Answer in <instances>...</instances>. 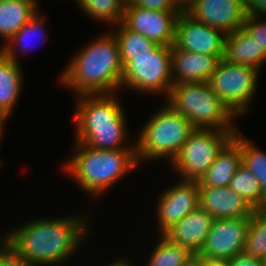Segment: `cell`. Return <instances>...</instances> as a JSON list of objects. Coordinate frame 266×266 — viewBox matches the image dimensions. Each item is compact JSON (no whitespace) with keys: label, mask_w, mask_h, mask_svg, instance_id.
Instances as JSON below:
<instances>
[{"label":"cell","mask_w":266,"mask_h":266,"mask_svg":"<svg viewBox=\"0 0 266 266\" xmlns=\"http://www.w3.org/2000/svg\"><path fill=\"white\" fill-rule=\"evenodd\" d=\"M243 252L259 259L266 257V208L255 209L250 217Z\"/></svg>","instance_id":"cell-28"},{"label":"cell","mask_w":266,"mask_h":266,"mask_svg":"<svg viewBox=\"0 0 266 266\" xmlns=\"http://www.w3.org/2000/svg\"><path fill=\"white\" fill-rule=\"evenodd\" d=\"M223 57L179 50L173 45L171 51L173 85L182 82H208Z\"/></svg>","instance_id":"cell-15"},{"label":"cell","mask_w":266,"mask_h":266,"mask_svg":"<svg viewBox=\"0 0 266 266\" xmlns=\"http://www.w3.org/2000/svg\"><path fill=\"white\" fill-rule=\"evenodd\" d=\"M223 59L253 67L260 72L266 63V51L242 27L226 35Z\"/></svg>","instance_id":"cell-18"},{"label":"cell","mask_w":266,"mask_h":266,"mask_svg":"<svg viewBox=\"0 0 266 266\" xmlns=\"http://www.w3.org/2000/svg\"><path fill=\"white\" fill-rule=\"evenodd\" d=\"M63 169L90 197L97 198L138 165L136 148L101 150L80 142Z\"/></svg>","instance_id":"cell-3"},{"label":"cell","mask_w":266,"mask_h":266,"mask_svg":"<svg viewBox=\"0 0 266 266\" xmlns=\"http://www.w3.org/2000/svg\"><path fill=\"white\" fill-rule=\"evenodd\" d=\"M236 131L195 128L170 164L175 174L199 181Z\"/></svg>","instance_id":"cell-6"},{"label":"cell","mask_w":266,"mask_h":266,"mask_svg":"<svg viewBox=\"0 0 266 266\" xmlns=\"http://www.w3.org/2000/svg\"><path fill=\"white\" fill-rule=\"evenodd\" d=\"M230 189L244 198L254 209L262 208V191L255 175L241 164L231 179Z\"/></svg>","instance_id":"cell-29"},{"label":"cell","mask_w":266,"mask_h":266,"mask_svg":"<svg viewBox=\"0 0 266 266\" xmlns=\"http://www.w3.org/2000/svg\"><path fill=\"white\" fill-rule=\"evenodd\" d=\"M115 27L117 30L112 33L118 41L122 64L133 56L153 54L161 46L144 35L129 30L122 22Z\"/></svg>","instance_id":"cell-24"},{"label":"cell","mask_w":266,"mask_h":266,"mask_svg":"<svg viewBox=\"0 0 266 266\" xmlns=\"http://www.w3.org/2000/svg\"><path fill=\"white\" fill-rule=\"evenodd\" d=\"M185 12L226 35L242 28L247 16L245 0H194Z\"/></svg>","instance_id":"cell-14"},{"label":"cell","mask_w":266,"mask_h":266,"mask_svg":"<svg viewBox=\"0 0 266 266\" xmlns=\"http://www.w3.org/2000/svg\"><path fill=\"white\" fill-rule=\"evenodd\" d=\"M23 80L20 62L7 58L0 51V107L10 116L21 97Z\"/></svg>","instance_id":"cell-20"},{"label":"cell","mask_w":266,"mask_h":266,"mask_svg":"<svg viewBox=\"0 0 266 266\" xmlns=\"http://www.w3.org/2000/svg\"><path fill=\"white\" fill-rule=\"evenodd\" d=\"M199 207L214 219L250 218L255 209L230 187H199Z\"/></svg>","instance_id":"cell-16"},{"label":"cell","mask_w":266,"mask_h":266,"mask_svg":"<svg viewBox=\"0 0 266 266\" xmlns=\"http://www.w3.org/2000/svg\"><path fill=\"white\" fill-rule=\"evenodd\" d=\"M242 164L240 145L232 138L219 152L208 171L198 181L199 187H228Z\"/></svg>","instance_id":"cell-19"},{"label":"cell","mask_w":266,"mask_h":266,"mask_svg":"<svg viewBox=\"0 0 266 266\" xmlns=\"http://www.w3.org/2000/svg\"><path fill=\"white\" fill-rule=\"evenodd\" d=\"M44 16L40 13V10L24 25L22 26L4 45L0 47V51L9 59L19 62L18 54L30 51L33 44L31 43L34 38L38 42L44 43L47 39V31H45ZM41 35V36H40ZM40 37V38H39ZM39 38V39H38ZM35 42V41H34ZM37 42V41H36ZM35 42V44H36ZM39 44V43H38ZM19 47V48H18ZM34 48V47H33ZM19 49V50H18ZM19 51V52H17Z\"/></svg>","instance_id":"cell-22"},{"label":"cell","mask_w":266,"mask_h":266,"mask_svg":"<svg viewBox=\"0 0 266 266\" xmlns=\"http://www.w3.org/2000/svg\"><path fill=\"white\" fill-rule=\"evenodd\" d=\"M214 218L200 207L184 216L164 236L171 242L188 248L193 254L202 249Z\"/></svg>","instance_id":"cell-17"},{"label":"cell","mask_w":266,"mask_h":266,"mask_svg":"<svg viewBox=\"0 0 266 266\" xmlns=\"http://www.w3.org/2000/svg\"><path fill=\"white\" fill-rule=\"evenodd\" d=\"M127 130L126 128L76 129L75 141L101 150L136 148V141L134 138L132 139L134 142L129 141L131 138H128L130 136Z\"/></svg>","instance_id":"cell-23"},{"label":"cell","mask_w":266,"mask_h":266,"mask_svg":"<svg viewBox=\"0 0 266 266\" xmlns=\"http://www.w3.org/2000/svg\"><path fill=\"white\" fill-rule=\"evenodd\" d=\"M171 51L172 46L161 45L153 54L129 58L122 64L121 88L167 98L173 86Z\"/></svg>","instance_id":"cell-7"},{"label":"cell","mask_w":266,"mask_h":266,"mask_svg":"<svg viewBox=\"0 0 266 266\" xmlns=\"http://www.w3.org/2000/svg\"><path fill=\"white\" fill-rule=\"evenodd\" d=\"M165 103L186 117L194 128L239 129L234 123L237 117L212 91L208 82H182L173 85Z\"/></svg>","instance_id":"cell-4"},{"label":"cell","mask_w":266,"mask_h":266,"mask_svg":"<svg viewBox=\"0 0 266 266\" xmlns=\"http://www.w3.org/2000/svg\"><path fill=\"white\" fill-rule=\"evenodd\" d=\"M228 266H262L261 260L244 252L238 253L229 260H226Z\"/></svg>","instance_id":"cell-33"},{"label":"cell","mask_w":266,"mask_h":266,"mask_svg":"<svg viewBox=\"0 0 266 266\" xmlns=\"http://www.w3.org/2000/svg\"><path fill=\"white\" fill-rule=\"evenodd\" d=\"M78 9L94 20L104 21L112 27L123 20L125 0H77Z\"/></svg>","instance_id":"cell-26"},{"label":"cell","mask_w":266,"mask_h":266,"mask_svg":"<svg viewBox=\"0 0 266 266\" xmlns=\"http://www.w3.org/2000/svg\"><path fill=\"white\" fill-rule=\"evenodd\" d=\"M260 72L250 66L221 59L208 83L212 91L236 116L246 115L257 94Z\"/></svg>","instance_id":"cell-8"},{"label":"cell","mask_w":266,"mask_h":266,"mask_svg":"<svg viewBox=\"0 0 266 266\" xmlns=\"http://www.w3.org/2000/svg\"><path fill=\"white\" fill-rule=\"evenodd\" d=\"M260 260H261L262 266H266V257L262 258Z\"/></svg>","instance_id":"cell-41"},{"label":"cell","mask_w":266,"mask_h":266,"mask_svg":"<svg viewBox=\"0 0 266 266\" xmlns=\"http://www.w3.org/2000/svg\"><path fill=\"white\" fill-rule=\"evenodd\" d=\"M88 214L27 221L7 230V243L33 266H64L91 234Z\"/></svg>","instance_id":"cell-1"},{"label":"cell","mask_w":266,"mask_h":266,"mask_svg":"<svg viewBox=\"0 0 266 266\" xmlns=\"http://www.w3.org/2000/svg\"><path fill=\"white\" fill-rule=\"evenodd\" d=\"M226 34L181 11L175 24L174 46L179 50L224 56Z\"/></svg>","instance_id":"cell-10"},{"label":"cell","mask_w":266,"mask_h":266,"mask_svg":"<svg viewBox=\"0 0 266 266\" xmlns=\"http://www.w3.org/2000/svg\"><path fill=\"white\" fill-rule=\"evenodd\" d=\"M37 0H0V38L6 43L38 11Z\"/></svg>","instance_id":"cell-21"},{"label":"cell","mask_w":266,"mask_h":266,"mask_svg":"<svg viewBox=\"0 0 266 266\" xmlns=\"http://www.w3.org/2000/svg\"><path fill=\"white\" fill-rule=\"evenodd\" d=\"M76 100V129L127 128L126 111L115 92L78 95Z\"/></svg>","instance_id":"cell-9"},{"label":"cell","mask_w":266,"mask_h":266,"mask_svg":"<svg viewBox=\"0 0 266 266\" xmlns=\"http://www.w3.org/2000/svg\"><path fill=\"white\" fill-rule=\"evenodd\" d=\"M126 6H138L157 11H181L173 0H129Z\"/></svg>","instance_id":"cell-32"},{"label":"cell","mask_w":266,"mask_h":266,"mask_svg":"<svg viewBox=\"0 0 266 266\" xmlns=\"http://www.w3.org/2000/svg\"><path fill=\"white\" fill-rule=\"evenodd\" d=\"M200 266H228L224 259H214L200 256Z\"/></svg>","instance_id":"cell-35"},{"label":"cell","mask_w":266,"mask_h":266,"mask_svg":"<svg viewBox=\"0 0 266 266\" xmlns=\"http://www.w3.org/2000/svg\"><path fill=\"white\" fill-rule=\"evenodd\" d=\"M114 260L115 261H112L113 263L111 262L110 265H108V266H132L133 265V264H131L130 260H128L126 258L123 259V257H121V258L118 257L117 259H114Z\"/></svg>","instance_id":"cell-38"},{"label":"cell","mask_w":266,"mask_h":266,"mask_svg":"<svg viewBox=\"0 0 266 266\" xmlns=\"http://www.w3.org/2000/svg\"><path fill=\"white\" fill-rule=\"evenodd\" d=\"M250 218L214 219L199 255L229 260L243 252Z\"/></svg>","instance_id":"cell-13"},{"label":"cell","mask_w":266,"mask_h":266,"mask_svg":"<svg viewBox=\"0 0 266 266\" xmlns=\"http://www.w3.org/2000/svg\"><path fill=\"white\" fill-rule=\"evenodd\" d=\"M146 266H182L193 254L188 248L171 242L166 236L159 235Z\"/></svg>","instance_id":"cell-27"},{"label":"cell","mask_w":266,"mask_h":266,"mask_svg":"<svg viewBox=\"0 0 266 266\" xmlns=\"http://www.w3.org/2000/svg\"><path fill=\"white\" fill-rule=\"evenodd\" d=\"M180 12L125 6L122 23L129 30L144 35L158 45L173 46L175 24Z\"/></svg>","instance_id":"cell-12"},{"label":"cell","mask_w":266,"mask_h":266,"mask_svg":"<svg viewBox=\"0 0 266 266\" xmlns=\"http://www.w3.org/2000/svg\"><path fill=\"white\" fill-rule=\"evenodd\" d=\"M154 113L135 137L139 165L143 160L147 162L161 158L171 163L195 129L186 117L165 102Z\"/></svg>","instance_id":"cell-5"},{"label":"cell","mask_w":266,"mask_h":266,"mask_svg":"<svg viewBox=\"0 0 266 266\" xmlns=\"http://www.w3.org/2000/svg\"><path fill=\"white\" fill-rule=\"evenodd\" d=\"M246 14L266 17V0H245Z\"/></svg>","instance_id":"cell-34"},{"label":"cell","mask_w":266,"mask_h":266,"mask_svg":"<svg viewBox=\"0 0 266 266\" xmlns=\"http://www.w3.org/2000/svg\"><path fill=\"white\" fill-rule=\"evenodd\" d=\"M239 129L233 139L240 145L242 164L257 178L262 191V208H266V152H263L252 141L248 140Z\"/></svg>","instance_id":"cell-25"},{"label":"cell","mask_w":266,"mask_h":266,"mask_svg":"<svg viewBox=\"0 0 266 266\" xmlns=\"http://www.w3.org/2000/svg\"><path fill=\"white\" fill-rule=\"evenodd\" d=\"M182 266H200V255L192 254Z\"/></svg>","instance_id":"cell-37"},{"label":"cell","mask_w":266,"mask_h":266,"mask_svg":"<svg viewBox=\"0 0 266 266\" xmlns=\"http://www.w3.org/2000/svg\"><path fill=\"white\" fill-rule=\"evenodd\" d=\"M7 242V232L4 235L0 236V248Z\"/></svg>","instance_id":"cell-40"},{"label":"cell","mask_w":266,"mask_h":266,"mask_svg":"<svg viewBox=\"0 0 266 266\" xmlns=\"http://www.w3.org/2000/svg\"><path fill=\"white\" fill-rule=\"evenodd\" d=\"M59 76L62 86L83 94L117 93L121 89L123 65L118 41L111 32L100 35L74 54Z\"/></svg>","instance_id":"cell-2"},{"label":"cell","mask_w":266,"mask_h":266,"mask_svg":"<svg viewBox=\"0 0 266 266\" xmlns=\"http://www.w3.org/2000/svg\"><path fill=\"white\" fill-rule=\"evenodd\" d=\"M0 266H33L7 242L0 248Z\"/></svg>","instance_id":"cell-31"},{"label":"cell","mask_w":266,"mask_h":266,"mask_svg":"<svg viewBox=\"0 0 266 266\" xmlns=\"http://www.w3.org/2000/svg\"><path fill=\"white\" fill-rule=\"evenodd\" d=\"M8 118L10 119V115H9L7 112H5V111L0 107V143H1L2 139H3V134H4V133H2V132H5V131L3 130V127H4L3 124H6V121H7Z\"/></svg>","instance_id":"cell-36"},{"label":"cell","mask_w":266,"mask_h":266,"mask_svg":"<svg viewBox=\"0 0 266 266\" xmlns=\"http://www.w3.org/2000/svg\"><path fill=\"white\" fill-rule=\"evenodd\" d=\"M243 28L266 51V17L247 15Z\"/></svg>","instance_id":"cell-30"},{"label":"cell","mask_w":266,"mask_h":266,"mask_svg":"<svg viewBox=\"0 0 266 266\" xmlns=\"http://www.w3.org/2000/svg\"><path fill=\"white\" fill-rule=\"evenodd\" d=\"M194 0H173L174 4L181 10L185 11Z\"/></svg>","instance_id":"cell-39"},{"label":"cell","mask_w":266,"mask_h":266,"mask_svg":"<svg viewBox=\"0 0 266 266\" xmlns=\"http://www.w3.org/2000/svg\"><path fill=\"white\" fill-rule=\"evenodd\" d=\"M198 181L179 180L176 185L162 191L158 199L156 220L159 235H164L177 222L190 212L199 208Z\"/></svg>","instance_id":"cell-11"}]
</instances>
